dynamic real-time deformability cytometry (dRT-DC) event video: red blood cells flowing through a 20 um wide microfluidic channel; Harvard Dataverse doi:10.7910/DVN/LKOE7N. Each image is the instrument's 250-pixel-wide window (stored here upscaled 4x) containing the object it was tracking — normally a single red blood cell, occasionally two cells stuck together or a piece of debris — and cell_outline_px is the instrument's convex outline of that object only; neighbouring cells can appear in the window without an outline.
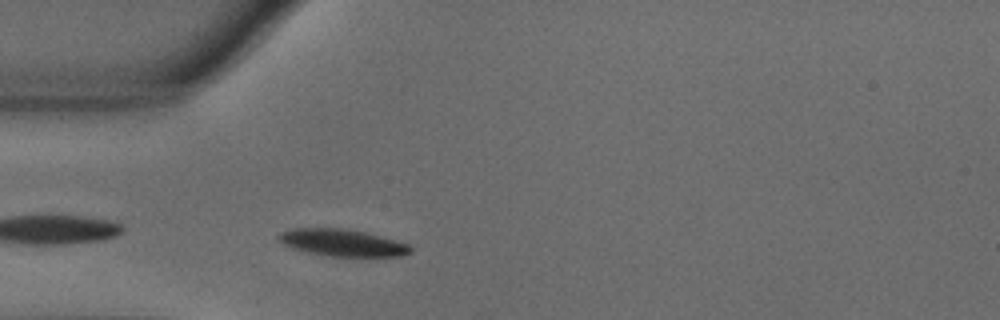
{"species": "common noctule bat (a hibernating species)", "species_latin": "Nyctalus noctula", "temperature_condition": "warm", "stored_images_in_passage": 42, "camera_frame_rate_fps": 3000, "um_per_image_px": 0.085, "animal": {"sex": "male", "body_mass_g": 18.8}, "frame": {"image": 1, "passage_image": 2, "time_ms": 0.333, "image_size_px": [1000, 320], "cell_outline_px": [[412, 252], [400, 256], [332, 256], [308, 252], [292, 248], [284, 244], [276, 236], [280, 232], [292, 228], [340, 228], [364, 232], [380, 236], [408, 244], [412, 248]], "centroid_in_image_um": [29.07, 20.62], "position_along_channel_um": 55.9, "area_um2": 20.46}}
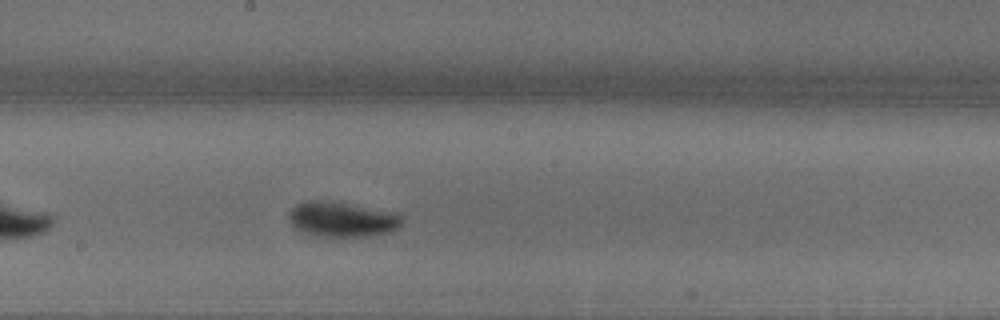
{"frame": {"image": 2, "passage_image": 16, "time_ms": 5.0, "image_size_px": [1000, 320], "cell_outline_px": [[404, 220], [392, 232], [372, 236], [312, 236], [300, 232], [288, 220], [288, 212], [296, 204], [308, 200], [348, 204], [400, 212], [404, 216]], "centroid_in_image_um": [29.1, 18.66], "position_along_channel_um": 219.1, "area_um2": 23.35}}
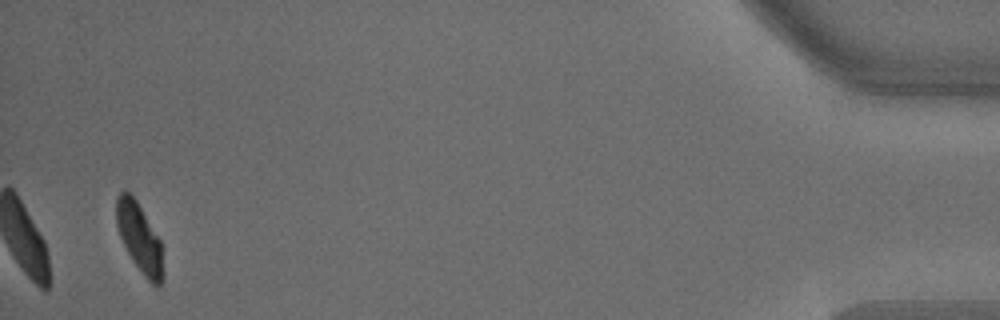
{"frame": {"image": 3, "passage_image": 40, "time_ms": 13.0, "image_size_px": [1000, 320], "cell_outline_px": [[164, 276], [160, 284], [156, 288], [144, 276], [132, 260], [120, 236], [116, 224], [116, 196], [120, 192], [128, 192], [136, 200], [160, 240], [164, 272]], "centroid_in_image_um": [11.86, 20.25], "position_along_channel_um": 423.3, "area_um2": 18.61}, "authors_computed_cell_mechanics": {"area_um2": 21.675, "velocity_mm_per_s": 3.5977, "shape_relaxation_time_tau1_ms": 2.0287, "shape_relaxation_time_tau2_ms": null, "deformation_change_tau1": 0.1473, "deformation_change_tau2": null}}